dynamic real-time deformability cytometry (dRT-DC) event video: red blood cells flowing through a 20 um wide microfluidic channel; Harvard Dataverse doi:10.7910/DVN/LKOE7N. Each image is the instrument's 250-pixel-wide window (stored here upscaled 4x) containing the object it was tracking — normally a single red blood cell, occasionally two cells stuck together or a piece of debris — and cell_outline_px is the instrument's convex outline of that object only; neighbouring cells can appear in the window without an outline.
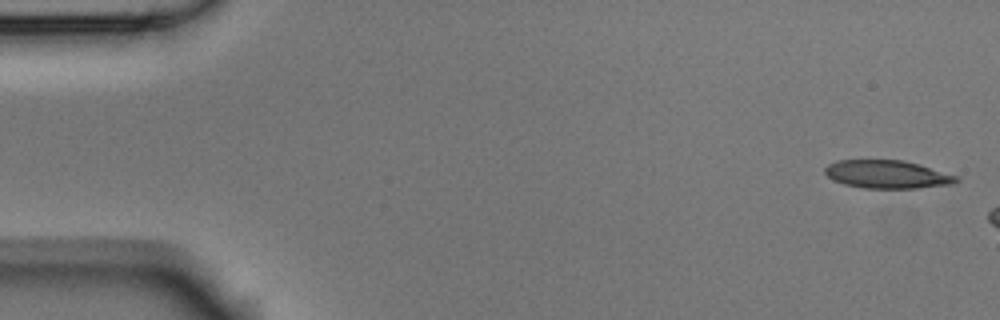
{"species": "Egyptian fruit bat (a non-hibernating species)", "species_latin": "Rousettus aegyptiacus", "temperature_condition": "room temperature", "stored_images_in_passage": 3, "camera_frame_rate_fps": 3000, "um_per_image_px": 0.085, "animal": {"sex": "male"}, "frame": {"image": 1, "passage_image": 1, "time_ms": 0.0, "image_size_px": [1000, 320], "cell_outline_px": [[960, 180], [952, 184], [916, 188], [864, 188], [844, 184], [832, 180], [824, 172], [824, 168], [828, 164], [836, 160], [904, 160], [920, 164], [960, 176]], "centroid_in_image_um": [75.43, 14.81], "position_along_channel_um": 9.6, "area_um2": 21.73}}